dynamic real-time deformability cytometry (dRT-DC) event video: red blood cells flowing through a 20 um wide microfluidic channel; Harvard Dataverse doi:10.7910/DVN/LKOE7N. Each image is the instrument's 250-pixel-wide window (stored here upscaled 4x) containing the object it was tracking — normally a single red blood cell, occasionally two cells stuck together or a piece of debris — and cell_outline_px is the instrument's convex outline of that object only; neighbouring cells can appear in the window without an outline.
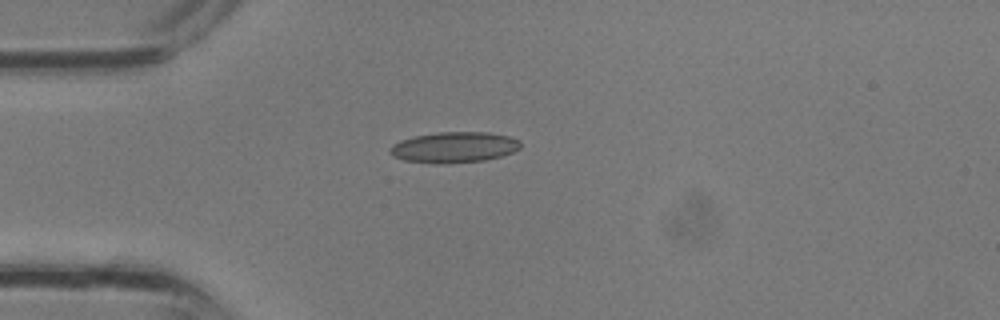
{"species": "common noctule bat (a hibernating species)", "species_latin": "Nyctalus noctula", "temperature_condition": "room temperature", "stored_images_in_passage": 26, "camera_frame_rate_fps": 3000, "um_per_image_px": 0.085, "animal": {"sex": "male", "body_mass_g": 13.3}, "frame": {"image": 1, "passage_image": 1, "time_ms": 0.0, "image_size_px": [1000, 320], "cell_outline_px": [[520, 148], [512, 152], [500, 156], [484, 160], [444, 164], [436, 164], [404, 160], [392, 156], [388, 152], [388, 148], [392, 144], [400, 140], [412, 136], [436, 132], [488, 132], [508, 136], [520, 140]], "centroid_in_image_um": [38.54, 12.51], "position_along_channel_um": 46.5, "area_um2": 23.64}}
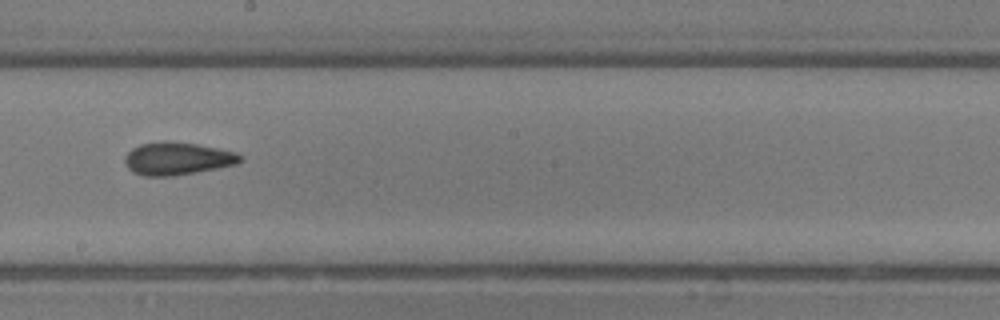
{"frame": {"image": 2, "passage_image": 11, "time_ms": 3.333, "image_size_px": [1000, 320], "cell_outline_px": [[244, 160], [236, 164], [196, 172], [172, 176], [144, 176], [132, 172], [128, 168], [124, 160], [124, 156], [132, 148], [140, 144], [196, 144], [236, 152], [244, 156]], "centroid_in_image_um": [15.1, 13.53], "position_along_channel_um": 233.1, "area_um2": 21.27}}
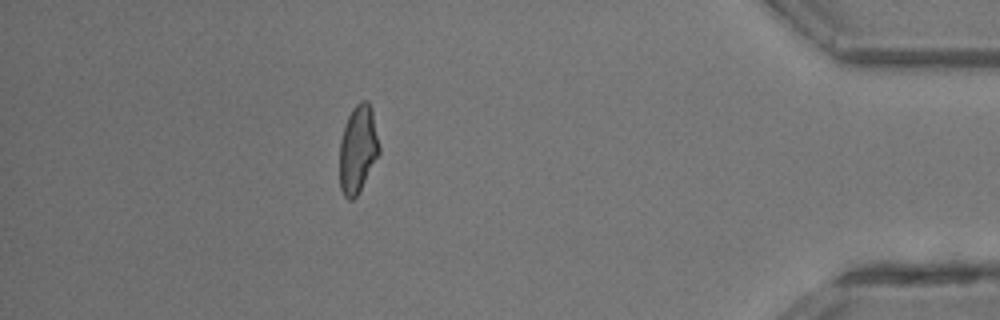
{"frame": {"image": 3, "passage_image": 22, "time_ms": 7.0, "image_size_px": [1000, 320], "cell_outline_px": [[380, 152], [356, 196], [352, 200], [348, 200], [344, 196], [340, 188], [340, 140], [348, 116], [352, 108], [360, 100], [368, 100], [372, 108], [380, 148]], "centroid_in_image_um": [30.42, 12.64], "position_along_channel_um": 404.8, "area_um2": 20.11}}